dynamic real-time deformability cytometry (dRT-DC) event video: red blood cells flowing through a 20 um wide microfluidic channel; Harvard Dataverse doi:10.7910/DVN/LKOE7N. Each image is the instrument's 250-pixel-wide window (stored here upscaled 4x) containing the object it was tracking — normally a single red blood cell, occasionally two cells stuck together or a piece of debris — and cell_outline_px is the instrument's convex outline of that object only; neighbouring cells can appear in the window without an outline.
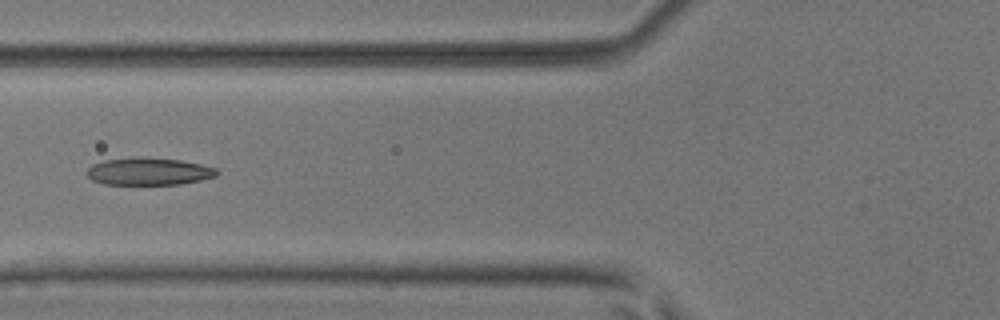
{"species": "common noctule bat (a hibernating species)", "species_latin": "Nyctalus noctula", "temperature_condition": "room temperature", "stored_images_in_passage": 29, "camera_frame_rate_fps": 3000, "um_per_image_px": 0.085, "animal": {"sex": "male", "body_mass_g": 17.9, "forearm_length_mm": 54.2}, "frame": {"image": 1, "passage_image": 17, "time_ms": 5.333, "image_size_px": [1000, 320], "cell_outline_px": [[220, 172], [216, 176], [200, 180], [180, 184], [104, 184], [92, 180], [88, 176], [88, 168], [92, 164], [104, 160], [132, 156], [144, 156], [180, 160], [200, 164], [216, 168]], "centroid_in_image_um": [12.64, 14.55], "position_along_channel_um": 113.2, "area_um2": 20.92}}
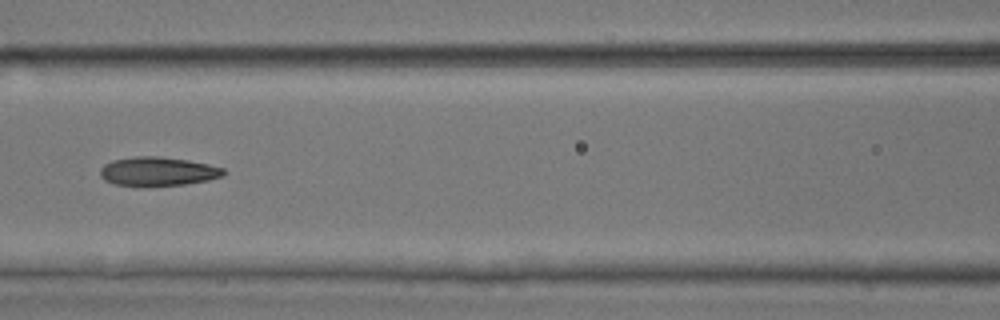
{"frame": {"image": 2, "passage_image": 20, "time_ms": 6.333, "image_size_px": [1000, 320], "cell_outline_px": [[224, 176], [208, 180], [184, 184], [116, 184], [104, 180], [100, 176], [100, 168], [104, 164], [112, 160], [136, 156], [160, 156], [188, 160], [208, 164], [224, 168]], "centroid_in_image_um": [13.42, 14.53], "position_along_channel_um": 153.2, "area_um2": 20.29}}